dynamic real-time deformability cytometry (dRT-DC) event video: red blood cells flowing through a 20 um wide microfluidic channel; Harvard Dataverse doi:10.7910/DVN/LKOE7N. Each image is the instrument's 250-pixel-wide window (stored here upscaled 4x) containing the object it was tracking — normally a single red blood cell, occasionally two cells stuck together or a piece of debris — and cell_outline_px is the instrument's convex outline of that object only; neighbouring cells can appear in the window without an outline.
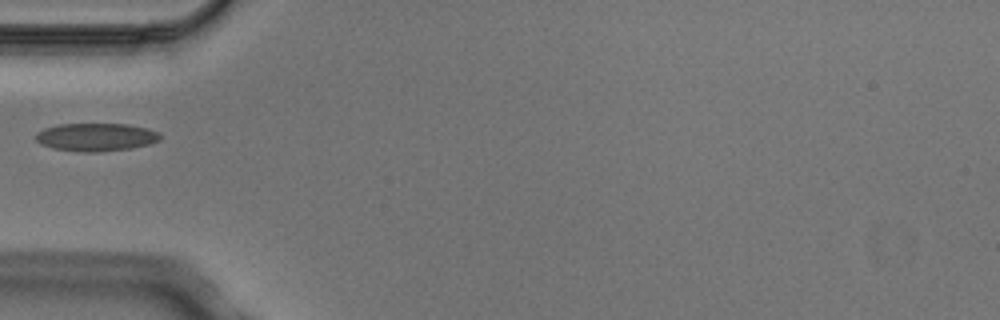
{"species": "Egyptian fruit bat (a non-hibernating species)", "species_latin": "Rousettus aegyptiacus", "temperature_condition": "cold", "stored_images_in_passage": 1, "camera_frame_rate_fps": 3000, "um_per_image_px": 0.085, "animal": {"sex": "male"}, "frame": {"image": 1, "passage_image": 1, "time_ms": 0.0, "image_size_px": [1000, 320], "cell_outline_px": [[160, 140], [148, 144], [132, 148], [96, 152], [84, 152], [52, 148], [40, 144], [36, 140], [36, 132], [44, 128], [60, 124], [128, 124], [148, 128], [160, 132]], "centroid_in_image_um": [8.17, 11.65], "position_along_channel_um": 76.8, "area_um2": 20.35}}